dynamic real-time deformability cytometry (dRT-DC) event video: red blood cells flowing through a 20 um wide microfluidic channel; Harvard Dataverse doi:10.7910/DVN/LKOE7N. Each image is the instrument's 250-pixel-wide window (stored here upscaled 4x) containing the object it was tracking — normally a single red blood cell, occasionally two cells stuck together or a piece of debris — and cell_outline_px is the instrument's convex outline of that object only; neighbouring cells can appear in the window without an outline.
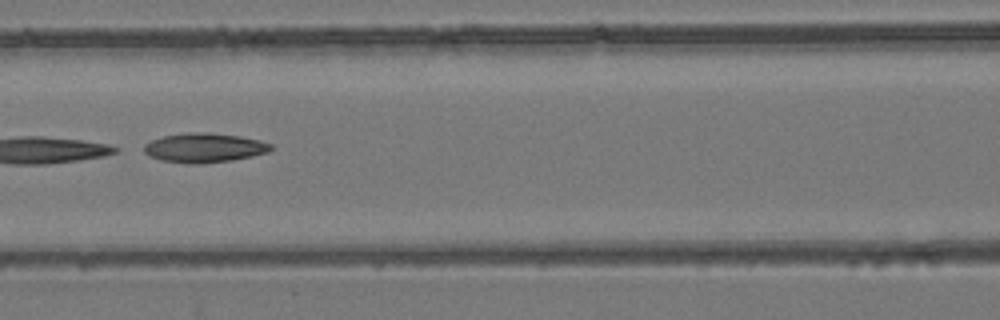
{"species": "common noctule bat (a hibernating species)", "species_latin": "Nyctalus noctula", "temperature_condition": "room temperature", "stored_images_in_passage": 10, "camera_frame_rate_fps": 3000, "um_per_image_px": 0.085, "animal": {"sex": "female", "body_mass_g": 24.6, "forearm_length_mm": 56.2}, "frame": {"image": 1, "passage_image": 7, "time_ms": 2.0, "image_size_px": [1000, 320], "cell_outline_px": [[272, 148], [268, 152], [252, 156], [232, 160], [192, 164], [188, 164], [160, 160], [148, 156], [144, 152], [144, 144], [152, 140], [164, 136], [188, 132], [212, 132], [240, 136], [260, 140], [272, 144]], "centroid_in_image_um": [17.35, 12.55], "position_along_channel_um": 149.2, "area_um2": 21.79}}
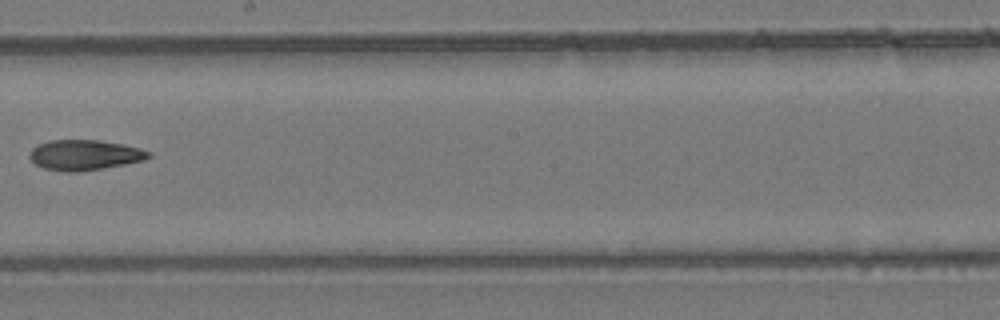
{"frame": {"image": 2, "passage_image": 9, "time_ms": 2.667, "image_size_px": [1000, 320], "cell_outline_px": [[152, 156], [144, 160], [104, 168], [80, 172], [64, 172], [44, 168], [36, 164], [28, 156], [32, 148], [48, 140], [100, 140], [140, 148], [152, 152]], "centroid_in_image_um": [7.2, 13.18], "position_along_channel_um": 241.0, "area_um2": 21.04}}
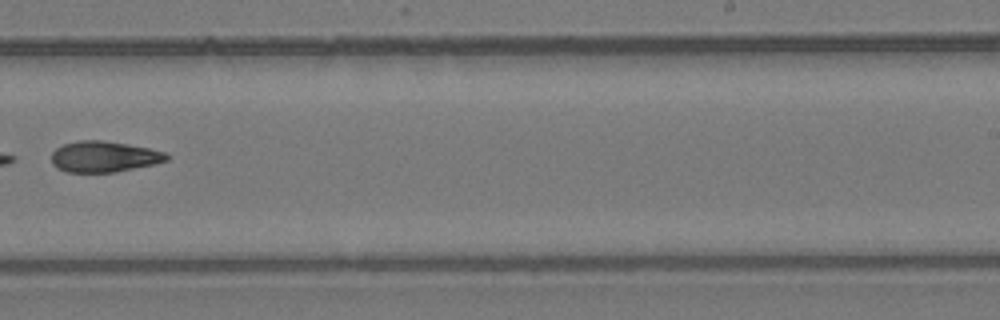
{"frame": {"image": 3, "passage_image": 10, "time_ms": 3.0, "image_size_px": [1000, 320], "cell_outline_px": [[168, 160], [156, 164], [116, 172], [68, 172], [56, 168], [52, 164], [52, 152], [56, 148], [64, 144], [80, 140], [104, 140], [128, 144], [148, 148], [164, 152], [168, 156]], "centroid_in_image_um": [8.83, 13.32], "position_along_channel_um": 280.2, "area_um2": 20.81}}